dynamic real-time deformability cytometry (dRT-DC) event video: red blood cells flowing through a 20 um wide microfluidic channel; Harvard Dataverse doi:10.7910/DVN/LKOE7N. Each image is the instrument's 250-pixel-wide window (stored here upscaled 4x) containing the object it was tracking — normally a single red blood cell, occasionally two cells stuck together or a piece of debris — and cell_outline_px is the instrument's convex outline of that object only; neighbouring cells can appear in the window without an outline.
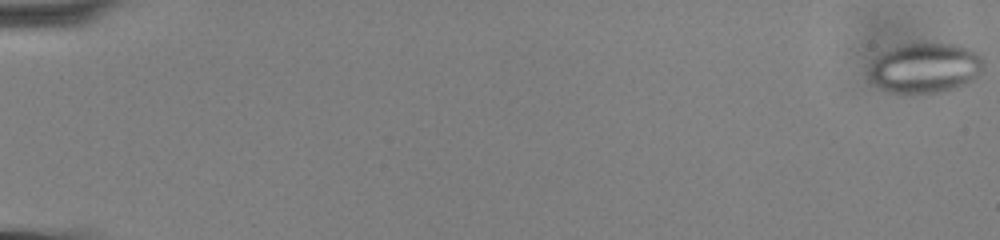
{"species": "common noctule bat (a hibernating species)", "species_latin": "Nyctalus noctula", "temperature_condition": "cold", "stored_images_in_passage": 59, "camera_frame_rate_fps": 3000, "um_per_image_px": 0.085, "animal": {"sex": "male", "body_mass_g": 13.0, "forearm_length_mm": 53.1}, "frame": {"image": 1, "passage_image": 1, "time_ms": 0.0, "image_size_px": [1000, 240], "cell_outline_px": [[984, 68], [968, 84], [960, 88], [940, 92], [892, 92], [880, 88], [872, 80], [872, 60], [880, 52], [904, 44], [956, 44], [968, 48], [976, 52], [984, 60]], "centroid_in_image_um": [78.69, 5.77], "position_along_channel_um": 6.3, "area_um2": 33.12}}
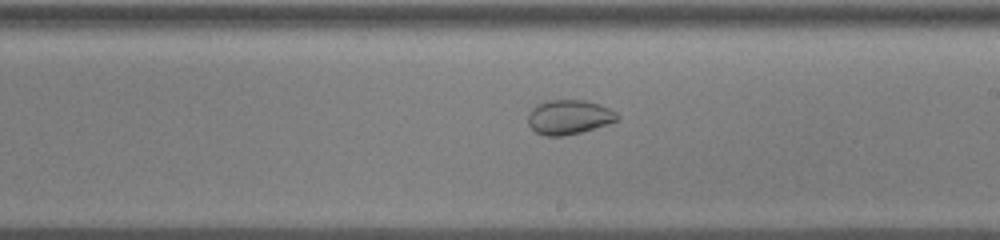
{"frame": {"image": 2, "passage_image": 36, "time_ms": 11.667, "image_size_px": [1000, 240], "cell_outline_px": [[620, 120], [580, 132], [564, 136], [544, 136], [536, 132], [528, 124], [528, 112], [536, 104], [544, 100], [584, 100], [608, 108], [616, 112], [620, 116]], "centroid_in_image_um": [48.33, 9.95], "position_along_channel_um": 240.7, "area_um2": 17.98}}
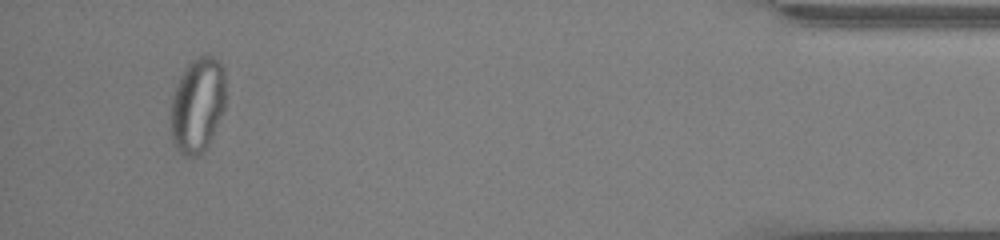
{"frame": {"image": 3, "passage_image": 56, "time_ms": 18.333, "image_size_px": [1000, 240], "cell_outline_px": [[224, 108], [208, 148], [204, 152], [196, 156], [184, 156], [180, 152], [172, 140], [172, 96], [176, 84], [184, 68], [192, 60], [200, 56], [212, 56], [224, 68]], "centroid_in_image_um": [16.79, 8.95], "position_along_channel_um": 418.4, "area_um2": 30.17}, "authors_computed_cell_mechanics": {"area_um2": 27.3394, "velocity_mm_per_s": 3.6055, "shape_relaxation_time_tau1_ms": null, "shape_relaxation_time_tau2_ms": 1.1367, "deformation_change_tau1": null, "deformation_change_tau2": 0.0412}}